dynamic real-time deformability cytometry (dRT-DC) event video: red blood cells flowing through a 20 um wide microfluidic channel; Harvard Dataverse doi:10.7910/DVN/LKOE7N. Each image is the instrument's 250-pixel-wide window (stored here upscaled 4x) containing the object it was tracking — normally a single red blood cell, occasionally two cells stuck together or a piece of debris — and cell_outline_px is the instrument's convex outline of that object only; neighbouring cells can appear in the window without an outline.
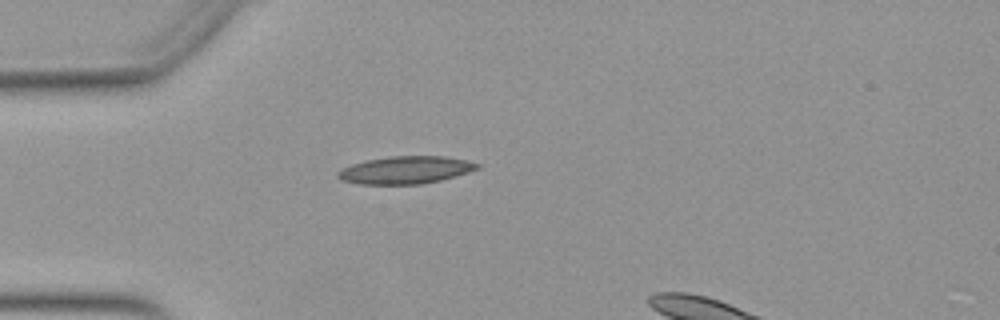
{"species": "Egyptian fruit bat (a non-hibernating species)", "species_latin": "Rousettus aegyptiacus", "temperature_condition": "warm", "stored_images_in_passage": 36, "camera_frame_rate_fps": 3000, "um_per_image_px": 0.085, "animal": {"sex": "female"}, "frame": {"image": 1, "passage_image": 3, "time_ms": 0.667, "image_size_px": [1000, 320], "cell_outline_px": [[480, 168], [468, 172], [440, 180], [420, 184], [360, 184], [340, 180], [336, 176], [336, 172], [340, 168], [352, 164], [368, 160], [388, 156], [444, 156], [464, 160], [480, 164]], "centroid_in_image_um": [34.42, 14.45], "position_along_channel_um": 50.6, "area_um2": 22.31}}
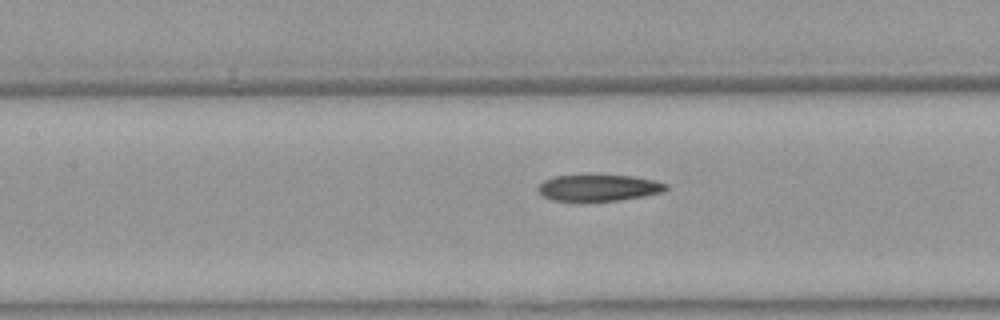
{"frame": {"image": 2, "passage_image": 12, "time_ms": 3.667, "image_size_px": [1000, 320], "cell_outline_px": [[668, 188], [664, 192], [620, 200], [584, 204], [580, 204], [552, 200], [544, 196], [536, 188], [544, 180], [556, 176], [632, 176], [652, 180], [668, 184]], "centroid_in_image_um": [50.85, 16.02], "position_along_channel_um": 156.6, "area_um2": 20.17}}
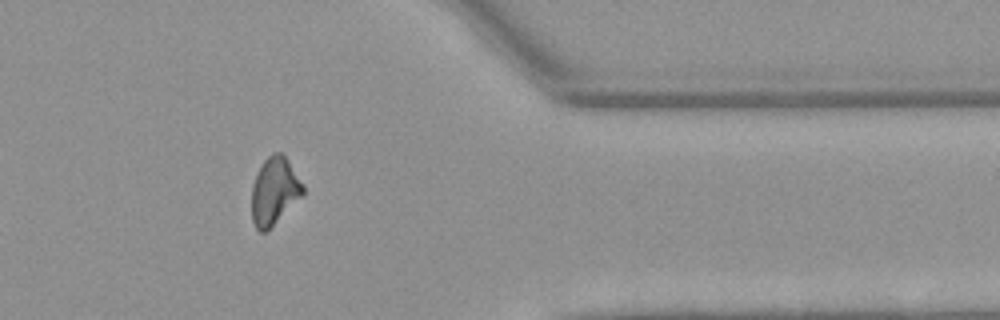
{"frame": {"image": 3, "passage_image": 31, "time_ms": 10.0, "image_size_px": [1000, 320], "cell_outline_px": [[304, 196], [264, 232], [260, 232], [256, 228], [252, 220], [252, 184], [256, 172], [264, 160], [272, 152], [284, 152], [304, 184]], "centroid_in_image_um": [23.35, 16.18], "position_along_channel_um": 388.1, "area_um2": 20.46}, "authors_computed_cell_mechanics": {"area_um2": 20.7791, "velocity_mm_per_s": 3.9427, "shape_relaxation_time_tau1_ms": null, "shape_relaxation_time_tau2_ms": 7.5359, "deformation_change_tau1": null, "deformation_change_tau2": 0.1796}}